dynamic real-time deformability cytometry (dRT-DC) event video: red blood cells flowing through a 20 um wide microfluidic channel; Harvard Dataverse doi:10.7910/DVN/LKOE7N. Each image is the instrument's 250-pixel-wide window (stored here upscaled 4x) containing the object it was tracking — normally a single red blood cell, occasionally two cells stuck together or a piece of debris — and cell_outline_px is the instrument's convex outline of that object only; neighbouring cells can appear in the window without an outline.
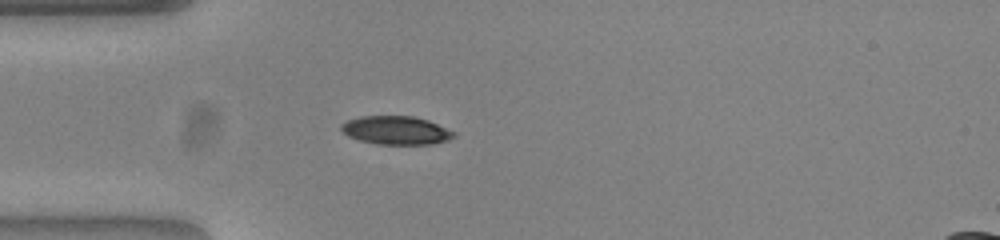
{"species": "common noctule bat (a hibernating species)", "species_latin": "Nyctalus noctula", "temperature_condition": "warm", "stored_images_in_passage": 39, "camera_frame_rate_fps": 3000, "um_per_image_px": 0.085, "animal": {"sex": "female", "body_mass_g": 23.0, "forearm_length_mm": 53.4}, "frame": {"image": 1, "passage_image": 1, "time_ms": 0.0, "image_size_px": [1000, 240], "cell_outline_px": [[456, 136], [448, 140], [428, 144], [376, 144], [360, 140], [348, 136], [340, 128], [340, 124], [348, 120], [360, 116], [412, 116], [428, 120], [456, 132]], "centroid_in_image_um": [33.66, 11.07], "position_along_channel_um": 51.3, "area_um2": 18.61}}
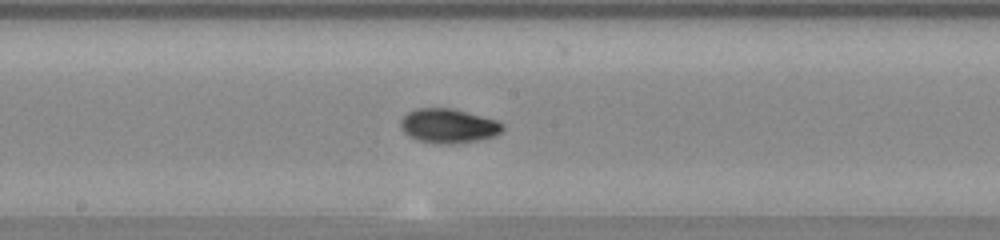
{"frame": {"image": 2, "passage_image": 14, "time_ms": 4.333, "image_size_px": [1000, 240], "cell_outline_px": [[504, 128], [496, 136], [476, 140], [452, 144], [444, 144], [420, 140], [404, 132], [400, 124], [400, 120], [408, 112], [416, 108], [452, 108], [496, 120], [504, 124]], "centroid_in_image_um": [38.13, 10.68], "position_along_channel_um": 210.1, "area_um2": 20.11}}
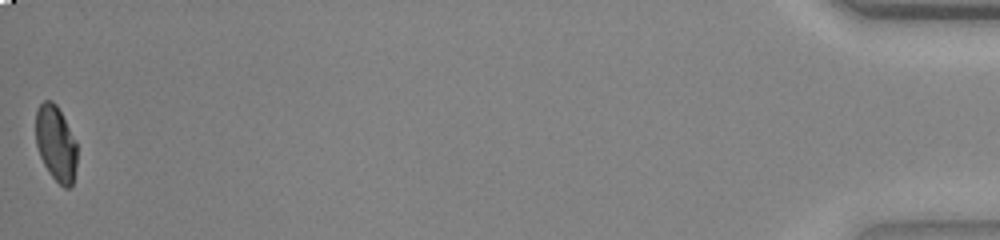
{"frame": {"image": 3, "passage_image": 39, "time_ms": 12.667, "image_size_px": [1000, 240], "cell_outline_px": [[76, 168], [72, 184], [68, 188], [64, 188], [48, 172], [40, 156], [36, 144], [36, 112], [40, 104], [44, 100], [52, 100], [56, 104], [76, 140]], "centroid_in_image_um": [4.75, 12.19], "position_along_channel_um": 430.5, "area_um2": 18.09}, "authors_computed_cell_mechanics": {"area_um2": 19.2474, "velocity_mm_per_s": 3.8631, "shape_relaxation_time_tau1_ms": 2.6884, "shape_relaxation_time_tau2_ms": 1.2324, "deformation_change_tau1": 0.1435, "deformation_change_tau2": 0.0351}}